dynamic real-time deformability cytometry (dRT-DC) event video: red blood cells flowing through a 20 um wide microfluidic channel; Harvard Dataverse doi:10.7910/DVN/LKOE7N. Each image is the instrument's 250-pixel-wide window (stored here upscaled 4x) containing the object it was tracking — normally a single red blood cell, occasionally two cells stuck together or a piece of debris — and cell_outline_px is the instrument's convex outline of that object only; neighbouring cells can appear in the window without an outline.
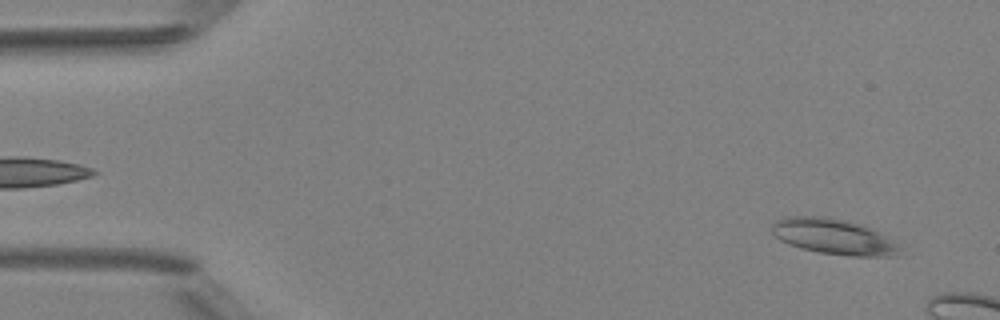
{"species": "Egyptian fruit bat (a non-hibernating species)", "species_latin": "Rousettus aegyptiacus", "temperature_condition": "room temperature", "stored_images_in_passage": 8, "camera_frame_rate_fps": 3000, "um_per_image_px": 0.085, "animal": {"sex": "female"}, "frame": {"image": 1, "passage_image": 1, "time_ms": 0.0, "image_size_px": [1000, 320], "cell_outline_px": [[904, 256], [852, 256], [820, 252], [800, 248], [788, 244], [780, 240], [772, 232], [772, 224], [776, 220], [784, 216], [820, 216], [844, 220], [864, 224], [884, 236], [896, 244], [900, 248]], "centroid_in_image_um": [70.86, 20.11], "position_along_channel_um": 14.1, "area_um2": 26.47}}
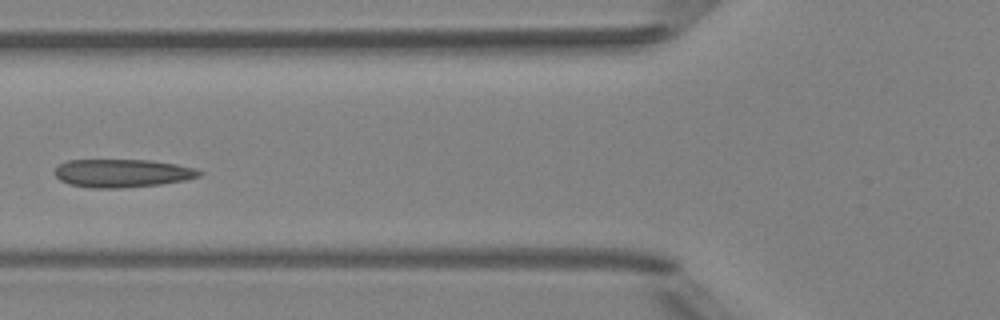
{"frame": {"image": 2, "passage_image": 7, "time_ms": 7.667, "image_size_px": [1000, 320], "cell_outline_px": [[204, 172], [200, 176], [184, 180], [160, 184], [124, 188], [88, 188], [68, 184], [60, 180], [52, 172], [60, 164], [68, 160], [152, 160], [176, 164], [196, 168]], "centroid_in_image_um": [10.38, 14.72], "position_along_channel_um": 115.4, "area_um2": 23.93}}
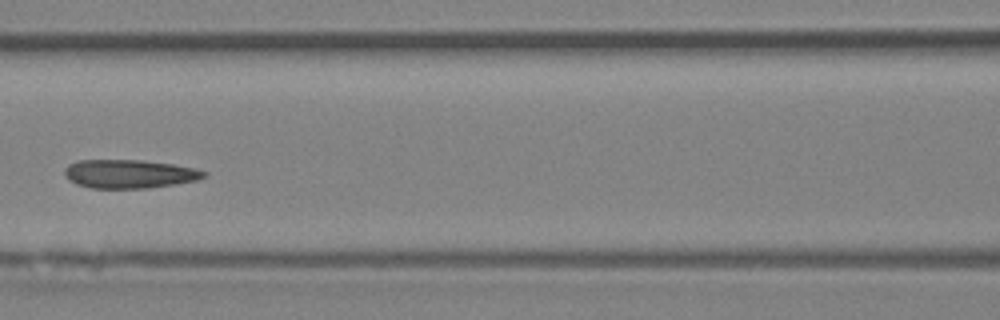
{"frame": {"image": 3, "passage_image": 8, "time_ms": 8.667, "image_size_px": [1000, 320], "cell_outline_px": [[208, 176], [196, 180], [176, 184], [148, 188], [92, 188], [76, 184], [68, 180], [64, 176], [64, 168], [68, 164], [76, 160], [140, 160], [172, 164], [196, 168], [208, 172]], "centroid_in_image_um": [10.98, 14.78], "position_along_channel_um": 155.6, "area_um2": 23.47}}